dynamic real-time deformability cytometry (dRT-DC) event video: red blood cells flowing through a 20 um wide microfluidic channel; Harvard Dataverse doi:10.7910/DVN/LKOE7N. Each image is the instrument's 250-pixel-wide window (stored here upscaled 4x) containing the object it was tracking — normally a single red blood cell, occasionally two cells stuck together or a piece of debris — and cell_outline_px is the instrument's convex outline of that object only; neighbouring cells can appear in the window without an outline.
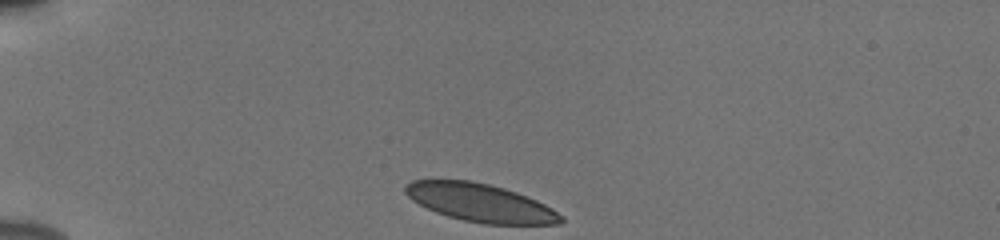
{"species": "human", "species_latin": "Homo sapiens", "temperature_condition": "cold", "stored_images_in_passage": 35, "camera_frame_rate_fps": 3000, "um_per_image_px": 0.085, "donor": {"sex": "male"}, "frame": {"image": 1, "passage_image": 1, "time_ms": 0.0, "image_size_px": [1000, 240], "cell_outline_px": [[564, 220], [560, 224], [484, 224], [464, 220], [448, 216], [436, 212], [412, 200], [404, 192], [404, 184], [412, 180], [472, 180], [504, 188], [516, 192], [536, 200], [552, 208], [564, 216]], "centroid_in_image_um": [40.83, 17.23], "position_along_channel_um": 44.2, "area_um2": 34.45}}
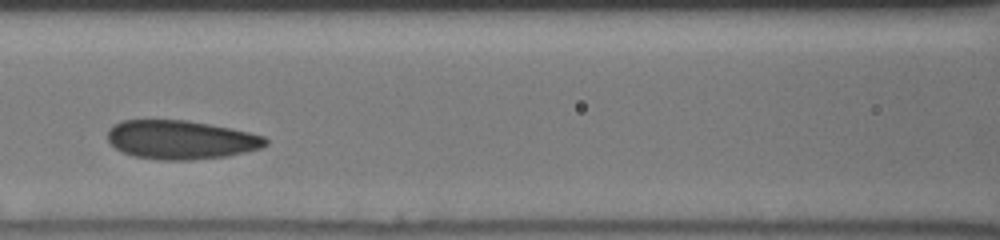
{"frame": {"image": 2, "passage_image": 13, "time_ms": 4.0, "image_size_px": [1000, 240], "cell_outline_px": [[268, 144], [260, 148], [228, 156], [192, 160], [160, 160], [136, 156], [124, 152], [116, 148], [108, 140], [108, 128], [112, 124], [120, 120], [188, 120], [248, 132], [264, 136], [268, 140]], "centroid_in_image_um": [15.36, 11.87], "position_along_channel_um": 151.2, "area_um2": 35.66}}
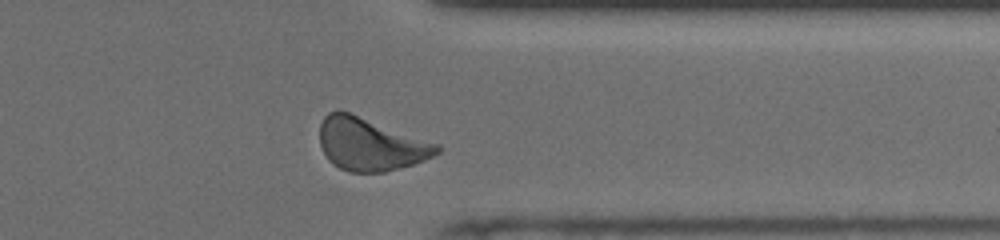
{"frame": {"image": 3, "passage_image": 31, "time_ms": 10.0, "image_size_px": [1000, 240], "cell_outline_px": [[440, 152], [424, 160], [400, 168], [384, 172], [348, 172], [332, 164], [328, 160], [320, 144], [320, 124], [324, 116], [328, 112], [348, 112], [440, 144]], "centroid_in_image_um": [31.48, 12.28], "position_along_channel_um": 379.9, "area_um2": 35.72}, "authors_computed_cell_mechanics": {"area_um2": 35.4314, "velocity_mm_per_s": 3.8241, "shape_relaxation_time_tau1_ms": 4.2741, "shape_relaxation_time_tau2_ms": 1.2945, "deformation_change_tau1": 0.0949, "deformation_change_tau2": 0.0623}}